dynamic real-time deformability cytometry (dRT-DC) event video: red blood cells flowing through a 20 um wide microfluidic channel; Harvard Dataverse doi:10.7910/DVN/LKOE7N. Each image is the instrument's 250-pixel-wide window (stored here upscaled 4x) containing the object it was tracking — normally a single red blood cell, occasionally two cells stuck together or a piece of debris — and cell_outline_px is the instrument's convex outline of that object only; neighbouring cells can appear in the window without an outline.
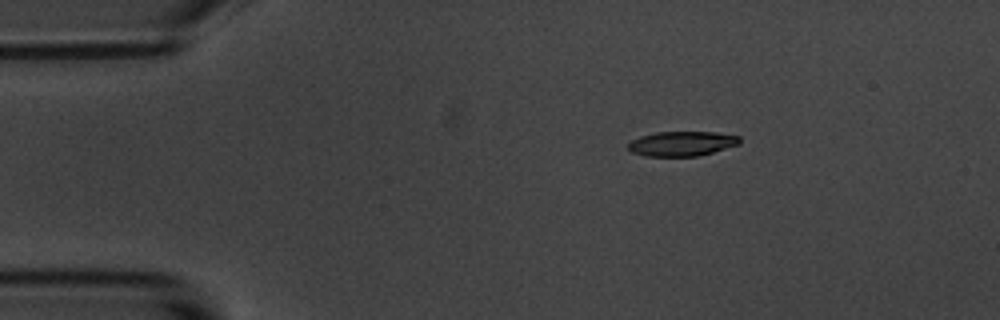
{"species": "common noctule bat (a hibernating species)", "species_latin": "Nyctalus noctula", "temperature_condition": "room temperature", "stored_images_in_passage": 2, "camera_frame_rate_fps": 3000, "um_per_image_px": 0.085, "animal": {"sex": "male", "body_mass_g": 20.1, "forearm_length_mm": 53.5}, "frame": {"image": 1, "passage_image": 1, "time_ms": 0.0, "image_size_px": [1000, 320], "cell_outline_px": [[740, 144], [700, 156], [644, 156], [632, 152], [628, 148], [628, 144], [632, 140], [640, 136], [656, 132], [716, 132], [740, 136]], "centroid_in_image_um": [57.97, 12.21], "position_along_channel_um": 27.0, "area_um2": 16.13}}